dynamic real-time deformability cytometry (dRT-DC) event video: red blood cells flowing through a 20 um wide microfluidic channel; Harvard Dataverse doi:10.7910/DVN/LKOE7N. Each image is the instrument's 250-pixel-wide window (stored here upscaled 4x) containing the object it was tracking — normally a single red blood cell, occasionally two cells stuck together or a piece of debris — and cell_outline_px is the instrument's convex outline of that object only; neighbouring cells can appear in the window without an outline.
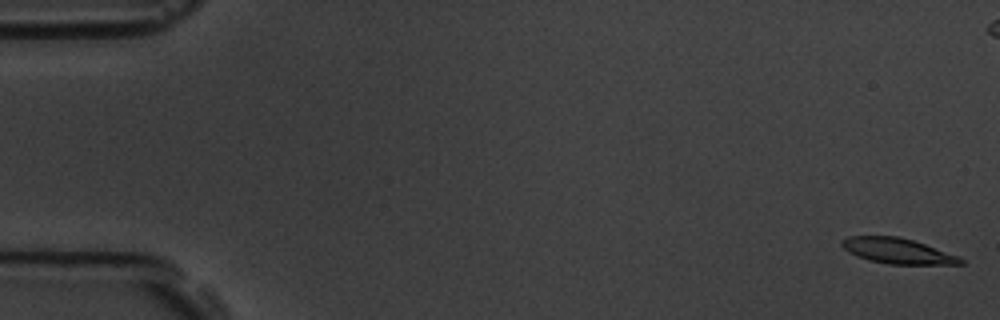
{"species": "common noctule bat (a hibernating species)", "species_latin": "Nyctalus noctula", "temperature_condition": "room temperature", "stored_images_in_passage": 59, "camera_frame_rate_fps": 3000, "um_per_image_px": 0.085, "animal": {"sex": "male", "body_mass_g": 19.5, "forearm_length_mm": 54.6}, "frame": {"image": 1, "passage_image": 1, "time_ms": 0.0, "image_size_px": [1000, 320], "cell_outline_px": [[964, 264], [888, 264], [868, 260], [856, 256], [848, 252], [840, 244], [840, 240], [848, 236], [900, 236], [960, 256], [964, 260]], "centroid_in_image_um": [76.27, 21.32], "position_along_channel_um": 8.7, "area_um2": 17.69}}
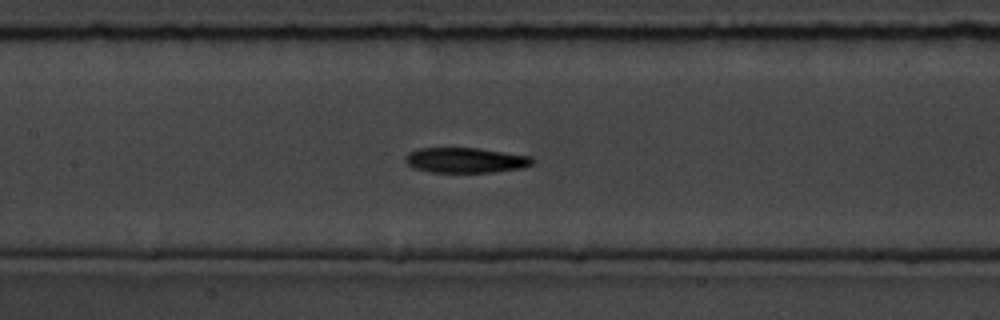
{"frame": {"image": 2, "passage_image": 27, "time_ms": 8.667, "image_size_px": [1000, 320], "cell_outline_px": [[532, 164], [524, 168], [492, 172], [428, 172], [412, 168], [404, 160], [404, 156], [408, 152], [420, 148], [476, 148], [532, 156]], "centroid_in_image_um": [39.53, 13.62], "position_along_channel_um": 167.9, "area_um2": 18.73}}
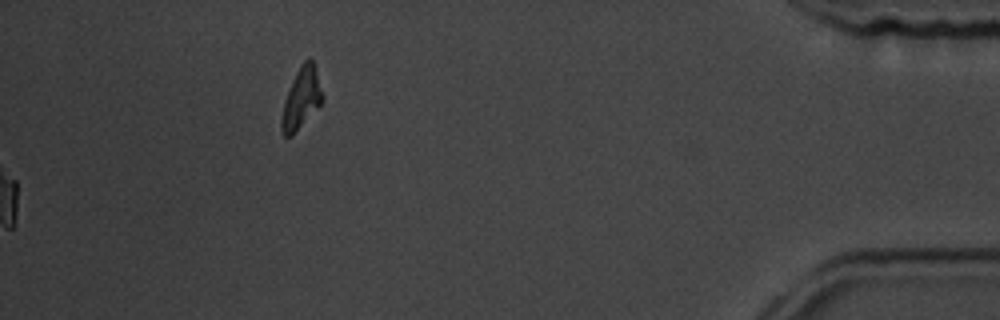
{"frame": {"image": 3, "passage_image": 59, "time_ms": 19.333, "image_size_px": [1000, 320], "cell_outline_px": [[324, 100], [292, 136], [284, 136], [280, 128], [280, 120], [284, 100], [292, 80], [300, 64], [308, 56], [312, 60], [324, 96]], "centroid_in_image_um": [25.59, 8.36], "position_along_channel_um": 409.6, "area_um2": 14.51}, "authors_computed_cell_mechanics": {"area_um2": 18.6694, "velocity_mm_per_s": 3.5315, "shape_relaxation_time_tau1_ms": 3.6911, "shape_relaxation_time_tau2_ms": 5.3344, "deformation_change_tau1": 0.1794, "deformation_change_tau2": 0.1367}}